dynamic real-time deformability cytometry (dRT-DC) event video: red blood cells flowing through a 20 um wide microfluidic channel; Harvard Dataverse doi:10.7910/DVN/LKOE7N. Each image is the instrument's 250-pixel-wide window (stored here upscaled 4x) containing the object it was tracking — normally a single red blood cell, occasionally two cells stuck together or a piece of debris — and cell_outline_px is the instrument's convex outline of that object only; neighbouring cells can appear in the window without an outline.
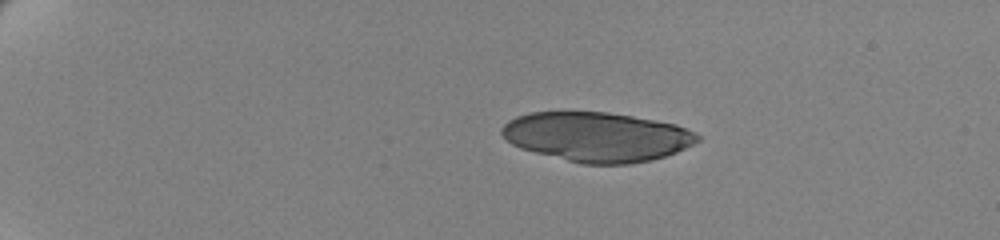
{"species": "human", "species_latin": "Homo sapiens", "temperature_condition": "cold", "stored_images_in_passage": 28, "camera_frame_rate_fps": 3000, "um_per_image_px": 0.085, "donor": {"sex": "female"}, "frame": {"image": 1, "passage_image": 1, "time_ms": 0.0, "image_size_px": [1000, 240], "cell_outline_px": [[700, 140], [676, 152], [664, 156], [648, 160], [628, 164], [580, 164], [520, 148], [512, 144], [500, 132], [500, 128], [508, 120], [516, 116], [528, 112], [608, 112], [656, 120], [676, 124], [700, 136]], "centroid_in_image_um": [50.69, 11.62], "position_along_channel_um": 34.3, "area_um2": 56.24}}
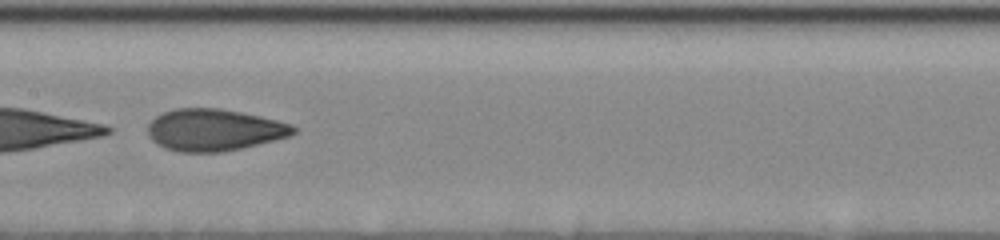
{"frame": {"image": 2, "passage_image": 23, "time_ms": 7.333, "image_size_px": [1000, 240], "cell_outline_px": [[296, 132], [288, 136], [240, 148], [220, 152], [180, 152], [164, 148], [156, 144], [148, 136], [148, 124], [156, 116], [164, 112], [176, 108], [220, 108], [260, 116], [276, 120], [288, 124], [296, 128]], "centroid_in_image_um": [18.13, 11.04], "position_along_channel_um": 189.3, "area_um2": 35.2}}